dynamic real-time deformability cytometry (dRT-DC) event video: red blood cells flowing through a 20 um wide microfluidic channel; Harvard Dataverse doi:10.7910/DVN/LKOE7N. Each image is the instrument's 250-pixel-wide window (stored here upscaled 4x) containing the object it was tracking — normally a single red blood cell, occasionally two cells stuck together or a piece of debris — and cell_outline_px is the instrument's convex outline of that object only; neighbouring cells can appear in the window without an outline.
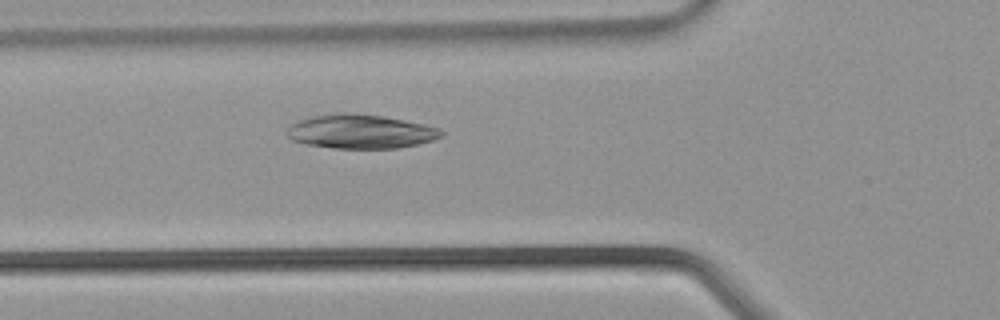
{"species": "common noctule bat (a hibernating species)", "species_latin": "Nyctalus noctula", "temperature_condition": "warm", "stored_images_in_passage": 25, "camera_frame_rate_fps": 3000, "um_per_image_px": 0.085, "animal": {"sex": "male", "body_mass_g": 21.5, "forearm_length_mm": 52.0}, "frame": {"image": 1, "passage_image": 6, "time_ms": 1.667, "image_size_px": [1000, 320], "cell_outline_px": [[444, 136], [420, 144], [400, 148], [332, 148], [304, 144], [292, 140], [284, 132], [296, 120], [312, 116], [352, 112], [356, 112], [380, 116], [424, 124], [440, 128], [444, 132]], "centroid_in_image_um": [30.64, 11.19], "position_along_channel_um": 95.2, "area_um2": 30.81}}
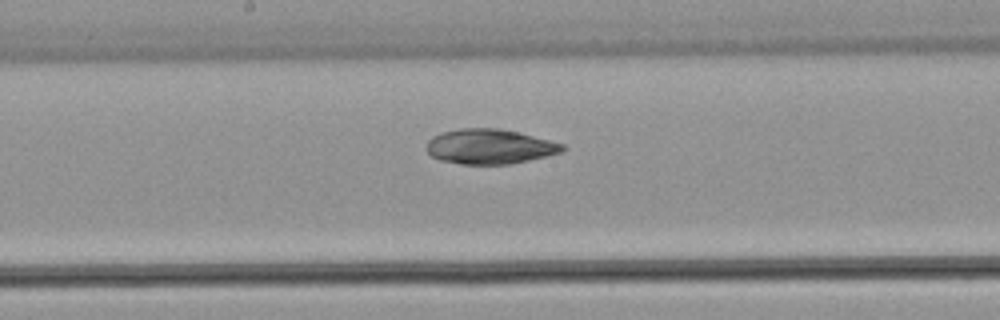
{"frame": {"image": 2, "passage_image": 12, "time_ms": 3.667, "image_size_px": [1000, 320], "cell_outline_px": [[568, 148], [560, 152], [528, 160], [508, 164], [460, 164], [440, 160], [432, 156], [424, 148], [428, 140], [432, 136], [440, 132], [460, 128], [500, 128], [520, 132], [564, 144]], "centroid_in_image_um": [41.58, 12.44], "position_along_channel_um": 206.6, "area_um2": 27.8}}
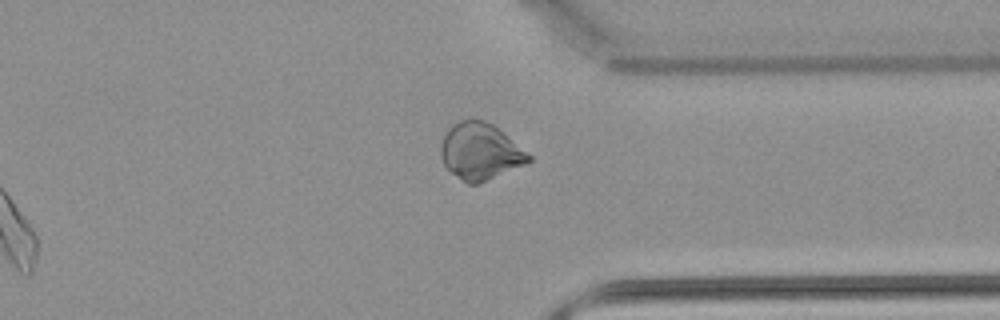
{"frame": {"image": 3, "passage_image": 21, "time_ms": 6.667, "image_size_px": [1000, 320], "cell_outline_px": [[532, 160], [524, 164], [476, 184], [468, 184], [452, 172], [444, 164], [440, 152], [440, 148], [444, 136], [448, 128], [452, 124], [460, 120], [484, 120], [492, 124], [504, 132], [532, 156]], "centroid_in_image_um": [40.82, 12.85], "position_along_channel_um": 370.6, "area_um2": 28.5}}